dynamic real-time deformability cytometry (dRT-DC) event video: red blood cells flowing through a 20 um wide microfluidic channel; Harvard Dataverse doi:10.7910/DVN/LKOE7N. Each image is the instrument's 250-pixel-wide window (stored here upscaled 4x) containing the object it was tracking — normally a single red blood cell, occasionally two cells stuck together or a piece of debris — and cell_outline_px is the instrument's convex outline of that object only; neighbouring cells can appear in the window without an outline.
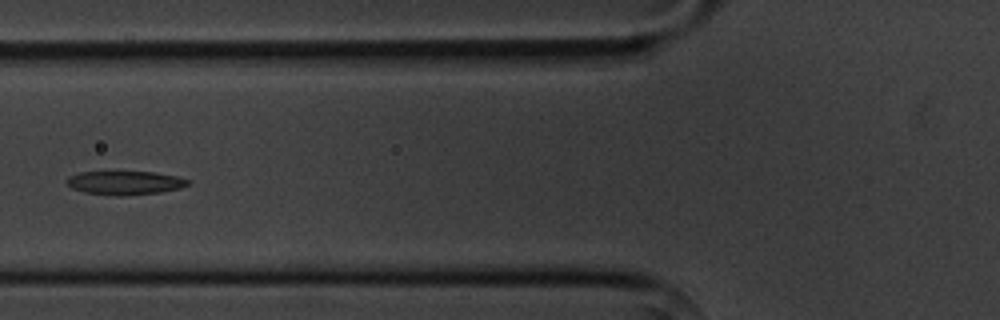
{"species": "common noctule bat (a hibernating species)", "species_latin": "Nyctalus noctula", "temperature_condition": "cold", "stored_images_in_passage": 5, "camera_frame_rate_fps": 3000, "um_per_image_px": 0.085, "animal": {"sex": "male", "body_mass_g": 20.1, "forearm_length_mm": 53.5}, "frame": {"image": 1, "passage_image": 5, "time_ms": 4.667, "image_size_px": [1000, 320], "cell_outline_px": [[192, 180], [188, 184], [180, 188], [160, 192], [124, 196], [116, 196], [84, 192], [72, 188], [64, 180], [68, 176], [80, 172], [156, 172], [176, 176]], "centroid_in_image_um": [10.61, 15.54], "position_along_channel_um": 115.2, "area_um2": 16.82}}